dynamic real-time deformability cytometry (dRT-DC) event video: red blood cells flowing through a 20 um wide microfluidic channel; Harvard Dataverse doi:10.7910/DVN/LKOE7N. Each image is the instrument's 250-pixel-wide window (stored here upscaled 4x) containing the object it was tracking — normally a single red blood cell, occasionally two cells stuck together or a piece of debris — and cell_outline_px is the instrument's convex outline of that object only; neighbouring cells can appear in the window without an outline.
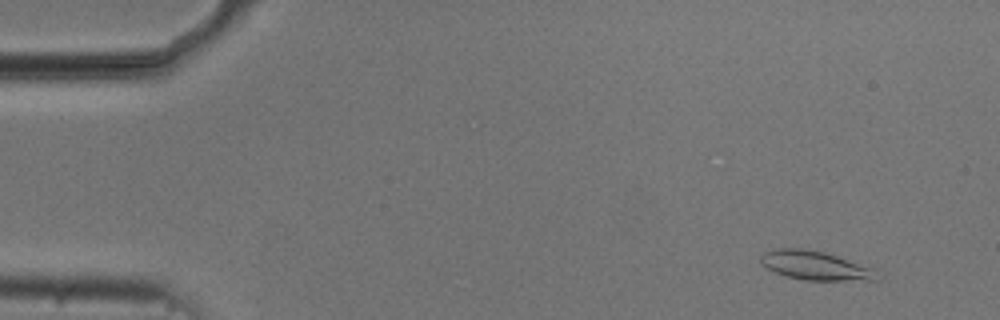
{"species": "common noctule bat (a hibernating species)", "species_latin": "Nyctalus noctula", "temperature_condition": "cold", "stored_images_in_passage": 55, "camera_frame_rate_fps": 3000, "um_per_image_px": 0.085, "animal": {"sex": "male", "body_mass_g": 20.5, "forearm_length_mm": 52.5}, "frame": {"image": 1, "passage_image": 5, "time_ms": 1.333, "image_size_px": [1000, 320], "cell_outline_px": [[880, 280], [804, 280], [788, 276], [776, 272], [768, 268], [760, 260], [760, 256], [764, 252], [772, 248], [804, 248], [824, 252], [872, 268]], "centroid_in_image_um": [69.26, 22.56], "position_along_channel_um": 15.7, "area_um2": 19.25}}
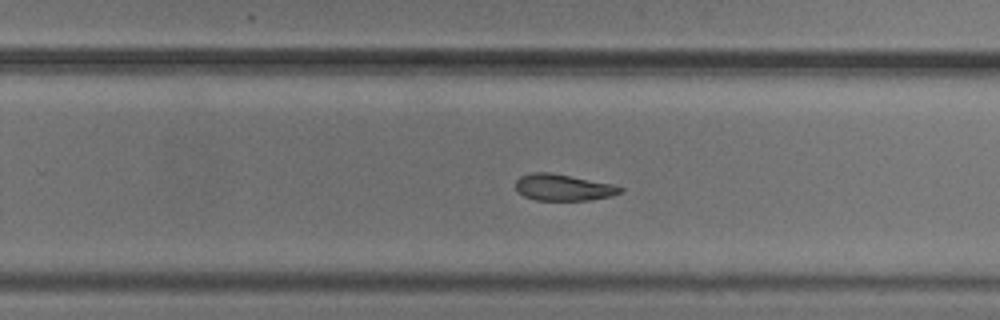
{"frame": {"image": 2, "passage_image": 35, "time_ms": 11.333, "image_size_px": [1000, 320], "cell_outline_px": [[624, 192], [612, 196], [592, 200], [536, 200], [524, 196], [516, 188], [516, 180], [520, 176], [532, 172], [548, 172], [612, 184], [624, 188]], "centroid_in_image_um": [47.9, 15.94], "position_along_channel_um": 281.9, "area_um2": 16.07}}
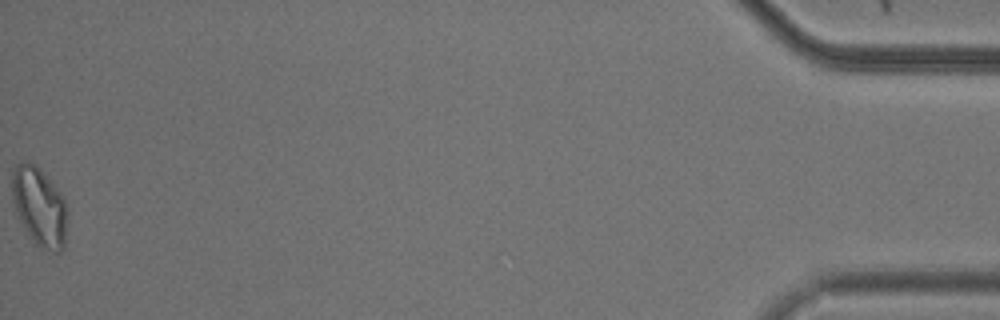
{"frame": {"image": 3, "passage_image": 55, "time_ms": 18.0, "image_size_px": [1000, 320], "cell_outline_px": [[68, 220], [64, 248], [60, 252], [52, 252], [40, 248], [32, 244], [12, 204], [12, 172], [16, 164], [20, 160], [28, 160], [36, 164], [60, 192], [68, 208]], "centroid_in_image_um": [3.35, 17.59], "position_along_channel_um": 431.8, "area_um2": 26.24}, "authors_computed_cell_mechanics": {"area_um2": 18.0914, "velocity_mm_per_s": 3.7231, "shape_relaxation_time_tau1_ms": 5.9886, "shape_relaxation_time_tau2_ms": 5.7887, "deformation_change_tau1": 0.1302, "deformation_change_tau2": 0.1198}}